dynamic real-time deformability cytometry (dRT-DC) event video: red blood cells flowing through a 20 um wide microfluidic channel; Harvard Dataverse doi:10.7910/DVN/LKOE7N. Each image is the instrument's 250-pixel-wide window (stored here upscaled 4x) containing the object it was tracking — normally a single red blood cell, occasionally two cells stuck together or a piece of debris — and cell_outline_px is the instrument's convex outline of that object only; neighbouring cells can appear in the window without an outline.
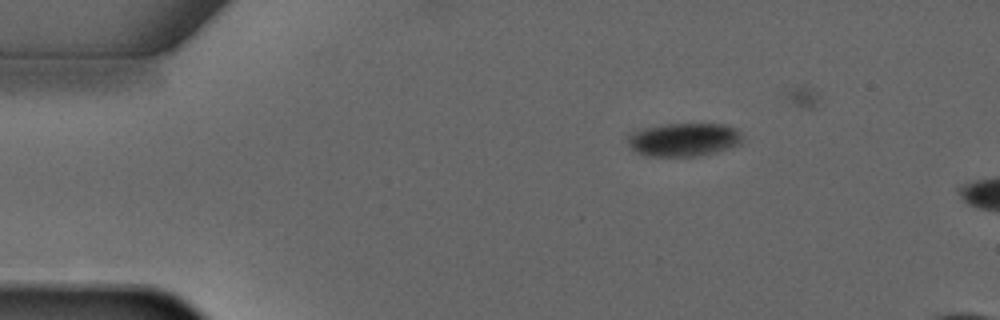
{"species": "common noctule bat (a hibernating species)", "species_latin": "Nyctalus noctula", "temperature_condition": "warm", "stored_images_in_passage": 2, "camera_frame_rate_fps": 3000, "um_per_image_px": 0.085, "animal": {"sex": "male", "forearm_length_mm": 52.5}, "frame": {"image": 1, "passage_image": 1, "time_ms": 0.0, "image_size_px": [1000, 320], "cell_outline_px": [[744, 140], [740, 144], [716, 152], [700, 156], [648, 156], [636, 152], [628, 144], [628, 132], [644, 128], [664, 124], [724, 124], [736, 128], [740, 132]], "centroid_in_image_um": [58.13, 11.86], "position_along_channel_um": 26.9, "area_um2": 22.48}}